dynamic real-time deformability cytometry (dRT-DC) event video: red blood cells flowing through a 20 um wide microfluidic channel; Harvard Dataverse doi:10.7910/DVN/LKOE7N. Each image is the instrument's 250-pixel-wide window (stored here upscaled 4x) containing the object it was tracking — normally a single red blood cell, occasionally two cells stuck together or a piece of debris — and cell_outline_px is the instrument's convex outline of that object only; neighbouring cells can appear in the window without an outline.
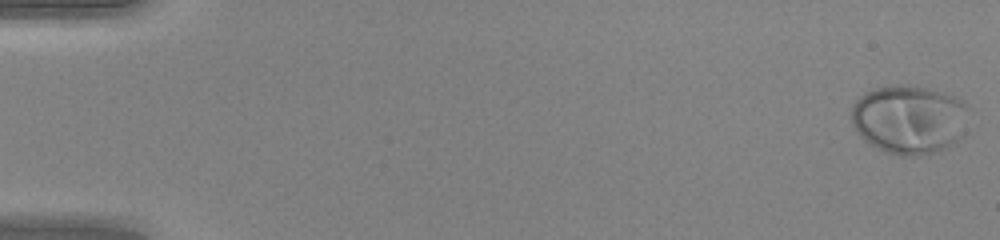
{"species": "human", "species_latin": "Homo sapiens", "temperature_condition": "warm", "stored_images_in_passage": 49, "camera_frame_rate_fps": 3000, "um_per_image_px": 0.085, "donor": {"sex": "female"}, "frame": {"image": 1, "passage_image": 1, "time_ms": 0.0, "image_size_px": [1000, 240], "cell_outline_px": [[968, 108], [960, 136], [956, 144], [940, 152], [920, 156], [900, 156], [888, 152], [864, 140], [856, 132], [852, 124], [852, 108], [856, 100], [864, 92], [876, 88], [896, 84], [900, 84], [924, 88], [940, 92], [964, 100], [968, 104]], "centroid_in_image_um": [77.27, 10.16], "position_along_channel_um": 7.7, "area_um2": 47.11}}
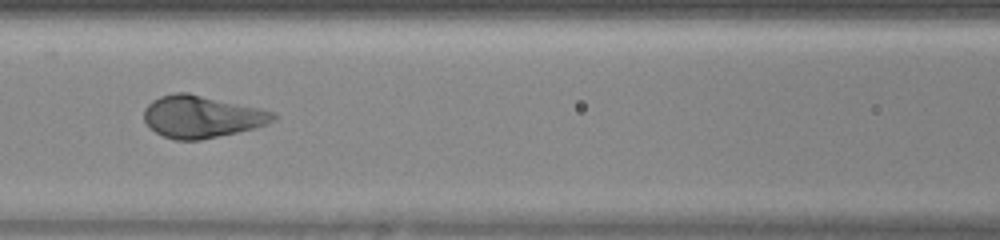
{"frame": {"image": 2, "passage_image": 23, "time_ms": 7.333, "image_size_px": [1000, 240], "cell_outline_px": [[276, 120], [268, 124], [256, 128], [200, 140], [176, 140], [164, 136], [156, 132], [144, 120], [144, 108], [152, 100], [160, 96], [176, 92], [188, 92], [260, 108], [276, 112]], "centroid_in_image_um": [17.18, 9.91], "position_along_channel_um": 149.4, "area_um2": 31.85}}
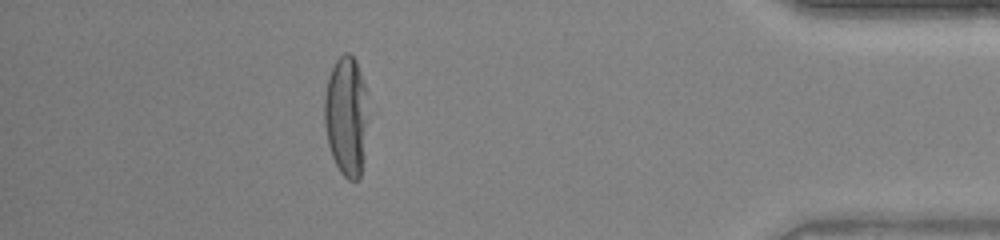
{"frame": {"image": 3, "passage_image": 44, "time_ms": 14.333, "image_size_px": [1000, 240], "cell_outline_px": [[364, 124], [360, 176], [356, 180], [348, 180], [340, 172], [332, 156], [328, 144], [324, 124], [324, 96], [328, 76], [336, 60], [344, 52], [348, 52], [356, 60], [364, 84]], "centroid_in_image_um": [29.35, 9.81], "position_along_channel_um": 405.9, "area_um2": 29.19}, "authors_computed_cell_mechanics": {"area_um2": 33.0616, "velocity_mm_per_s": 4.2598, "shape_relaxation_time_tau1_ms": 3.2465, "shape_relaxation_time_tau2_ms": null, "deformation_change_tau1": 0.2301, "deformation_change_tau2": null}}